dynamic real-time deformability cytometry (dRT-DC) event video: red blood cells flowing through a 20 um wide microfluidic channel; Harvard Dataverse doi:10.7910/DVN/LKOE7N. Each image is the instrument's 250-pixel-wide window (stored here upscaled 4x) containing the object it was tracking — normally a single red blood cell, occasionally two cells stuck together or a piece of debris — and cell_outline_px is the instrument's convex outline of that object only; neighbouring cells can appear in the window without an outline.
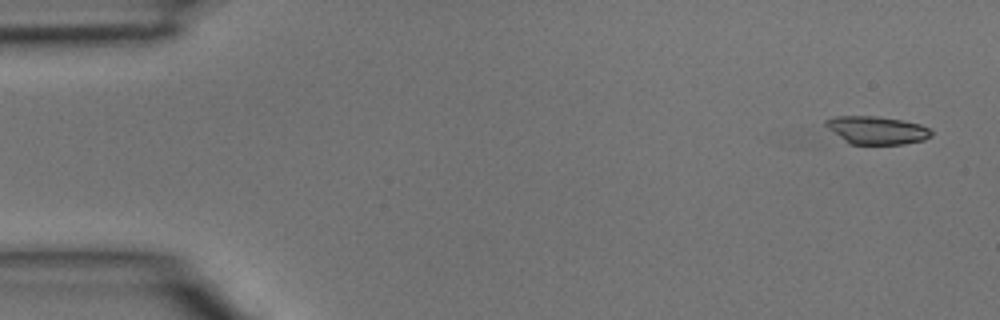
{"species": "common noctule bat (a hibernating species)", "species_latin": "Nyctalus noctula", "temperature_condition": "room temperature", "stored_images_in_passage": 6, "camera_frame_rate_fps": 3000, "um_per_image_px": 0.085, "animal": {"sex": "male", "body_mass_g": 15.6}, "frame": {"image": 1, "passage_image": 1, "time_ms": 0.0, "image_size_px": [1000, 320], "cell_outline_px": [[932, 136], [924, 140], [904, 144], [848, 144], [828, 128], [824, 124], [824, 120], [836, 116], [876, 116], [900, 120], [920, 124], [932, 128]], "centroid_in_image_um": [74.54, 11.07], "position_along_channel_um": 10.5, "area_um2": 17.28}}
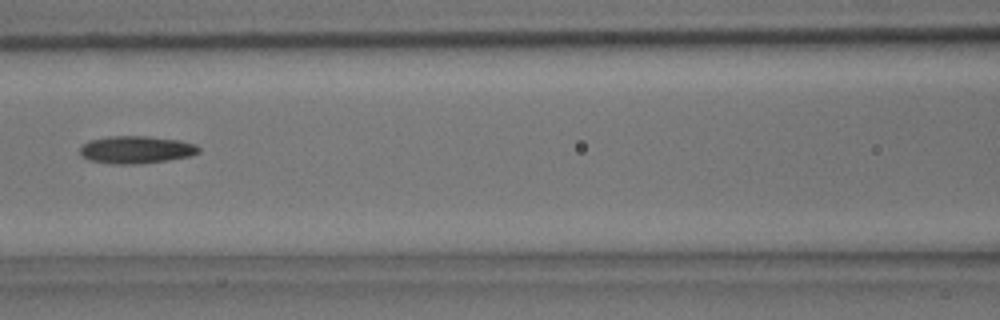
{"frame": {"image": 2, "passage_image": 6, "time_ms": 1.667, "image_size_px": [1000, 320], "cell_outline_px": [[200, 152], [188, 156], [168, 160], [136, 164], [112, 164], [88, 160], [80, 156], [80, 148], [88, 140], [108, 136], [148, 136], [180, 140], [196, 144], [200, 148]], "centroid_in_image_um": [11.55, 12.72], "position_along_channel_um": 155.1, "area_um2": 19.19}}